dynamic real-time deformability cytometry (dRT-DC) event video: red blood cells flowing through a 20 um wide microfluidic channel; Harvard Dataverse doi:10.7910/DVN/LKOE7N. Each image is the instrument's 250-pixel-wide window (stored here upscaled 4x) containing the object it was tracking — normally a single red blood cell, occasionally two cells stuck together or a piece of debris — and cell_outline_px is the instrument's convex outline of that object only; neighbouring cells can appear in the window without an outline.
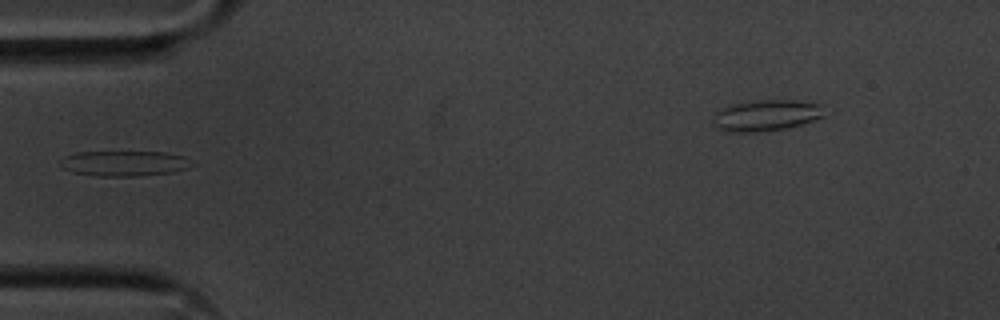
{"species": "common noctule bat (a hibernating species)", "species_latin": "Nyctalus noctula", "temperature_condition": "cold", "stored_images_in_passage": 36, "camera_frame_rate_fps": 3000, "um_per_image_px": 0.085, "animal": {"sex": "male", "body_mass_g": 20.1, "forearm_length_mm": 53.5}, "frame": {"image": 1, "passage_image": 1, "time_ms": 0.0, "image_size_px": [1000, 320], "cell_outline_px": [[196, 164], [188, 168], [172, 172], [136, 176], [96, 176], [72, 172], [64, 168], [56, 160], [64, 156], [76, 152], [164, 152], [184, 156]], "centroid_in_image_um": [10.54, 13.88], "position_along_channel_um": 74.5, "area_um2": 19.59}}
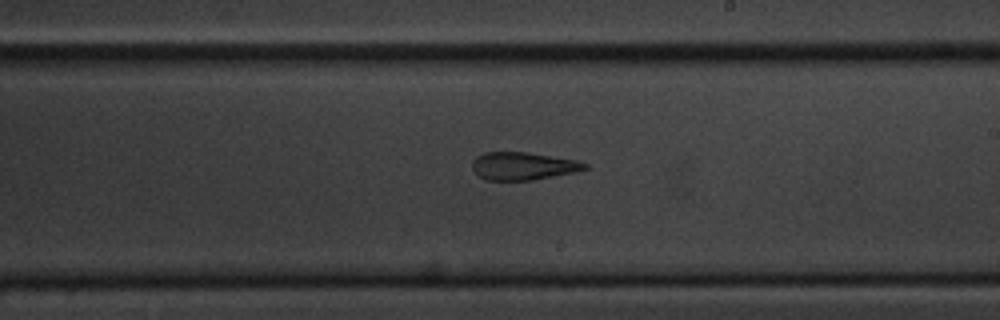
{"frame": {"image": 2, "passage_image": 15, "time_ms": 4.667, "image_size_px": [1000, 320], "cell_outline_px": [[588, 168], [576, 172], [532, 180], [488, 180], [480, 176], [472, 168], [472, 160], [476, 156], [484, 152], [528, 152], [576, 160], [588, 164]], "centroid_in_image_um": [44.46, 14.1], "position_along_channel_um": 244.5, "area_um2": 18.21}}
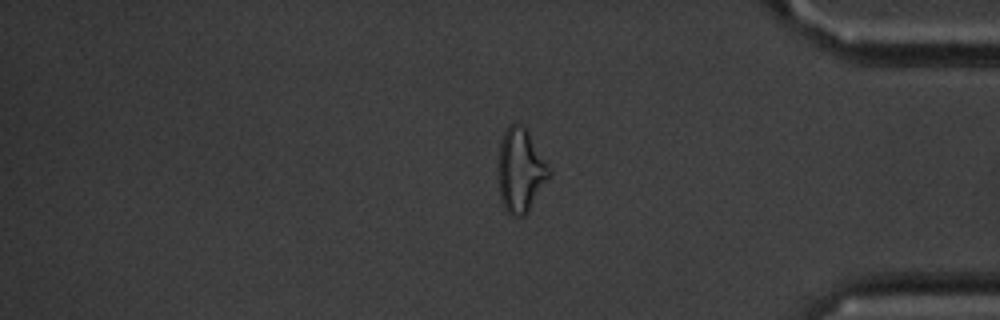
{"frame": {"image": 3, "passage_image": 29, "time_ms": 9.333, "image_size_px": [1000, 320], "cell_outline_px": [[552, 176], [528, 212], [524, 216], [508, 216], [504, 208], [500, 196], [496, 164], [500, 140], [508, 124], [520, 124], [528, 128], [552, 168]], "centroid_in_image_um": [44.27, 14.46], "position_along_channel_um": 390.9, "area_um2": 26.24}}